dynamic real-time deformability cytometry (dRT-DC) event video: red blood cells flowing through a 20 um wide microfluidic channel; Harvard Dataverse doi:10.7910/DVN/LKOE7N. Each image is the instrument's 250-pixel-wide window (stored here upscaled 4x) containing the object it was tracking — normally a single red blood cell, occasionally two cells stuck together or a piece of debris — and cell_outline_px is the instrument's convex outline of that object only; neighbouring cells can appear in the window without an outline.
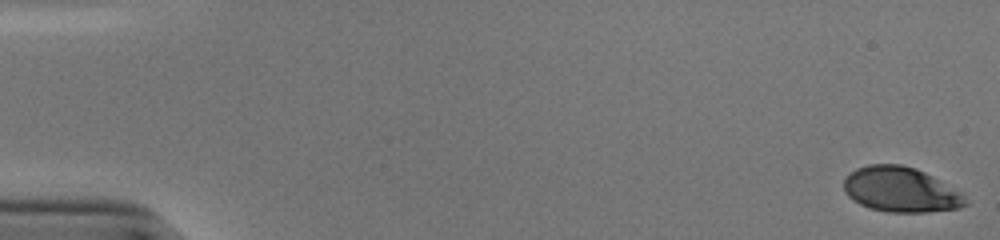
{"species": "human", "species_latin": "Homo sapiens", "temperature_condition": "cold", "stored_images_in_passage": 54, "camera_frame_rate_fps": 3000, "um_per_image_px": 0.085, "donor": {"sex": "male"}, "frame": {"image": 1, "passage_image": 1, "time_ms": 0.0, "image_size_px": [1000, 240], "cell_outline_px": [[968, 204], [960, 208], [928, 212], [888, 212], [868, 208], [852, 200], [844, 192], [844, 180], [856, 168], [868, 164], [900, 164], [916, 168], [932, 176], [960, 192]], "centroid_in_image_um": [76.53, 16.12], "position_along_channel_um": 8.5, "area_um2": 31.85}}
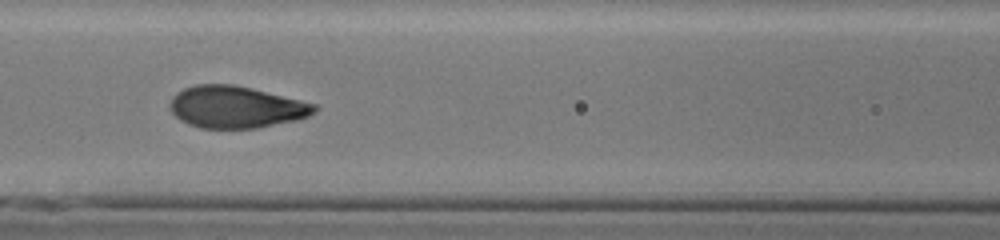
{"frame": {"image": 2, "passage_image": 25, "time_ms": 8.0, "image_size_px": [1000, 240], "cell_outline_px": [[320, 108], [316, 112], [308, 116], [296, 120], [256, 128], [200, 128], [188, 124], [180, 120], [168, 108], [168, 104], [172, 96], [176, 92], [184, 88], [196, 84], [232, 84], [252, 88], [316, 104]], "centroid_in_image_um": [20.03, 9.09], "position_along_channel_um": 146.6, "area_um2": 35.49}}
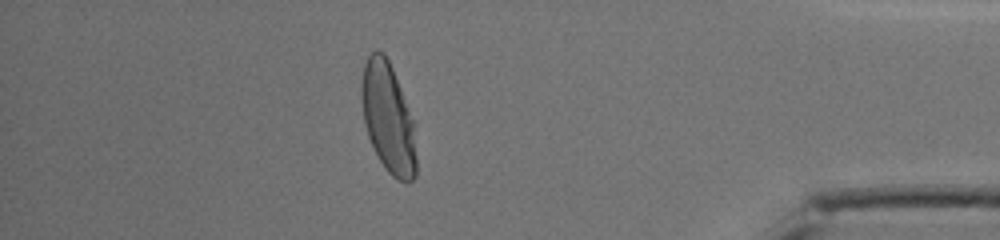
{"frame": {"image": 3, "passage_image": 48, "time_ms": 15.667, "image_size_px": [1000, 240], "cell_outline_px": [[416, 176], [408, 184], [396, 180], [388, 172], [380, 160], [368, 136], [364, 124], [360, 100], [360, 84], [364, 64], [368, 56], [376, 48], [384, 52], [392, 68], [416, 120]], "centroid_in_image_um": [33.02, 10.01], "position_along_channel_um": 402.2, "area_um2": 36.24}, "authors_computed_cell_mechanics": {"area_um2": 35.2869, "velocity_mm_per_s": 3.8207, "shape_relaxation_time_tau1_ms": 4.7008, "shape_relaxation_time_tau2_ms": null, "deformation_change_tau1": 0.1894, "deformation_change_tau2": null}}